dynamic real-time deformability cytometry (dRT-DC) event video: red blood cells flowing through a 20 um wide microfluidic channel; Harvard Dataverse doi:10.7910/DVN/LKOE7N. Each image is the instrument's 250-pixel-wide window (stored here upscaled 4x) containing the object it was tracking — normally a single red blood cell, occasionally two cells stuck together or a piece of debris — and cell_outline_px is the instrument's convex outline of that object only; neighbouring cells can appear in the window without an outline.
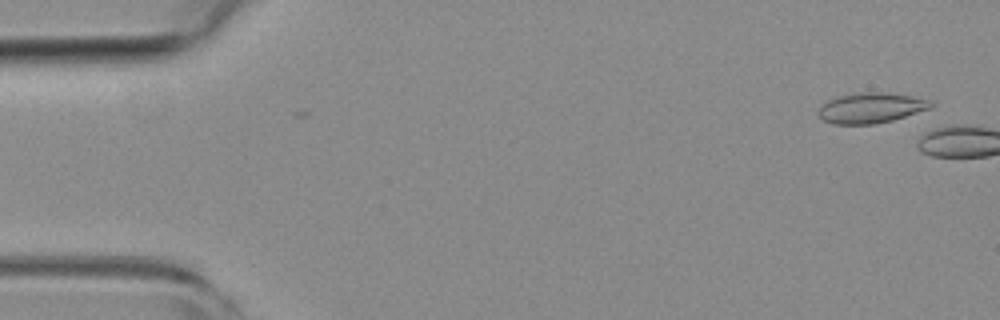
{"species": "common noctule bat (a hibernating species)", "species_latin": "Nyctalus noctula", "temperature_condition": "room temperature", "stored_images_in_passage": 2, "camera_frame_rate_fps": 3000, "um_per_image_px": 0.085, "animal": {"sex": "female", "body_mass_g": 19.3, "forearm_length_mm": 54.1}, "frame": {"image": 1, "passage_image": 2, "time_ms": 0.333, "image_size_px": [1000, 320], "cell_outline_px": [[936, 104], [932, 108], [892, 120], [872, 124], [832, 124], [824, 120], [816, 112], [820, 104], [836, 96], [852, 92], [888, 92], [936, 100]], "centroid_in_image_um": [74.06, 9.14], "position_along_channel_um": 10.9, "area_um2": 20.46}}